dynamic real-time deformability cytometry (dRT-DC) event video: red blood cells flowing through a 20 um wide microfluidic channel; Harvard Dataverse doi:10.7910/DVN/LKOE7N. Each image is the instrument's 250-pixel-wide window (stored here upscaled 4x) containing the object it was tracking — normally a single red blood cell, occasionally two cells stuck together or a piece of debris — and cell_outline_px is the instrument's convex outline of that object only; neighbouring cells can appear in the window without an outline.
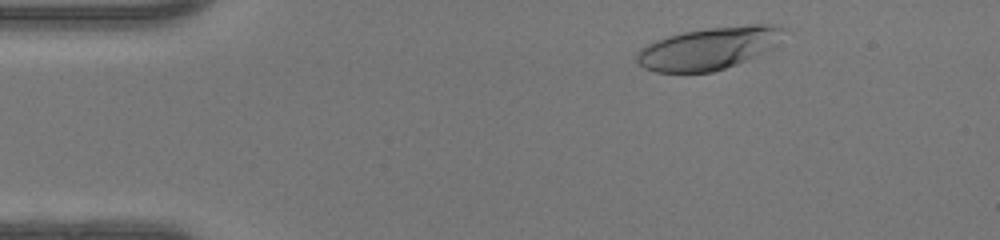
{"species": "human", "species_latin": "Homo sapiens", "temperature_condition": "warm", "stored_images_in_passage": 38, "camera_frame_rate_fps": 3000, "um_per_image_px": 0.085, "donor": {"sex": "female"}, "frame": {"image": 1, "passage_image": 3, "time_ms": 0.667, "image_size_px": [1000, 240], "cell_outline_px": [[784, 28], [776, 44], [772, 48], [748, 60], [712, 72], [656, 72], [644, 68], [636, 60], [636, 52], [640, 48], [656, 40], [668, 36], [684, 32], [708, 28], [748, 24], [768, 24]], "centroid_in_image_um": [60.21, 4.11], "position_along_channel_um": 24.8, "area_um2": 35.89}}
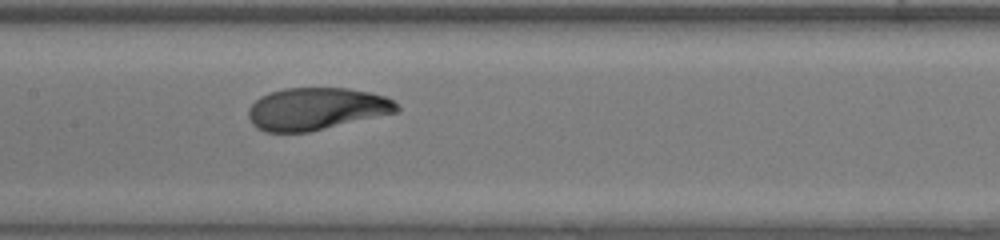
{"frame": {"image": 2, "passage_image": 19, "time_ms": 6.0, "image_size_px": [1000, 240], "cell_outline_px": [[400, 112], [308, 132], [264, 132], [256, 128], [252, 124], [248, 116], [248, 108], [260, 96], [284, 88], [348, 88], [372, 92], [384, 96], [392, 100], [400, 108]], "centroid_in_image_um": [26.9, 9.25], "position_along_channel_um": 180.5, "area_um2": 36.76}}
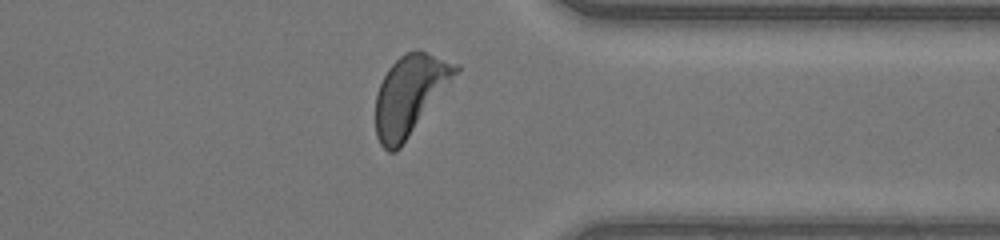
{"frame": {"image": 3, "passage_image": 33, "time_ms": 10.667, "image_size_px": [1000, 240], "cell_outline_px": [[460, 68], [400, 148], [396, 152], [388, 152], [380, 144], [376, 136], [376, 96], [380, 84], [388, 68], [400, 56], [416, 48], [420, 48], [460, 64]], "centroid_in_image_um": [34.82, 8.03], "position_along_channel_um": 376.6, "area_um2": 36.59}, "authors_computed_cell_mechanics": {"area_um2": 36.6452, "velocity_mm_per_s": 4.3335, "shape_relaxation_time_tau1_ms": 4.0385, "shape_relaxation_time_tau2_ms": null, "deformation_change_tau1": 0.224, "deformation_change_tau2": null}}